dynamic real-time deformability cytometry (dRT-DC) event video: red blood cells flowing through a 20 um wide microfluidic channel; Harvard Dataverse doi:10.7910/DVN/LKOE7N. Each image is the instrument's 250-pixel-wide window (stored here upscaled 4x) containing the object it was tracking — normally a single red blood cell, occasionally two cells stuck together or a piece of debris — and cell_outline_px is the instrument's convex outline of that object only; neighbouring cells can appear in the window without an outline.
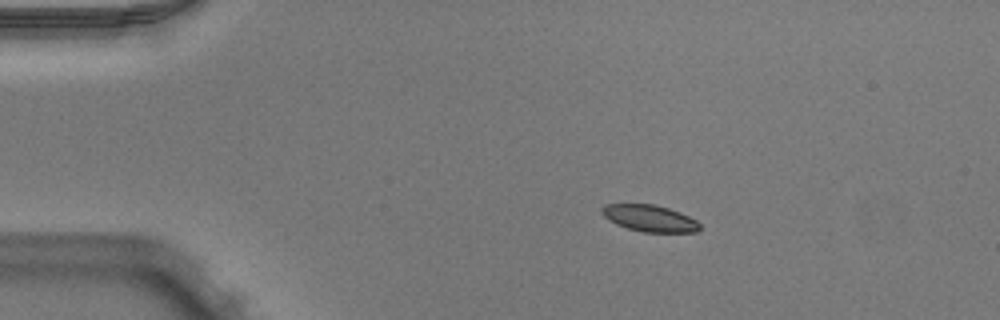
{"species": "Egyptian fruit bat (a non-hibernating species)", "species_latin": "Rousettus aegyptiacus", "temperature_condition": "warm", "stored_images_in_passage": 52, "camera_frame_rate_fps": 3000, "um_per_image_px": 0.085, "animal": {"sex": "male"}, "frame": {"image": 1, "passage_image": 10, "time_ms": 3.0, "image_size_px": [1000, 320], "cell_outline_px": [[700, 228], [696, 232], [644, 232], [628, 228], [616, 224], [608, 220], [600, 212], [600, 208], [604, 204], [652, 204], [668, 208], [680, 212], [696, 220], [700, 224]], "centroid_in_image_um": [55.19, 18.55], "position_along_channel_um": 29.8, "area_um2": 15.2}}
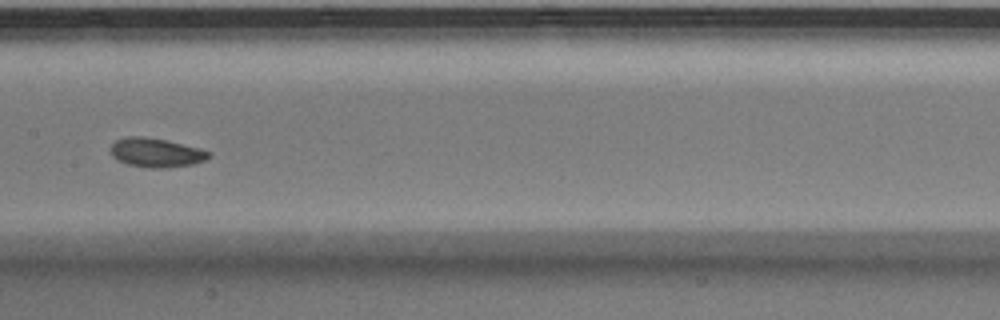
{"frame": {"image": 2, "passage_image": 27, "time_ms": 8.667, "image_size_px": [1000, 320], "cell_outline_px": [[212, 156], [204, 160], [192, 164], [164, 168], [152, 168], [128, 164], [116, 160], [112, 156], [108, 148], [116, 140], [128, 136], [144, 136], [164, 140], [200, 148], [212, 152]], "centroid_in_image_um": [13.24, 12.97], "position_along_channel_um": 194.2, "area_um2": 16.7}}
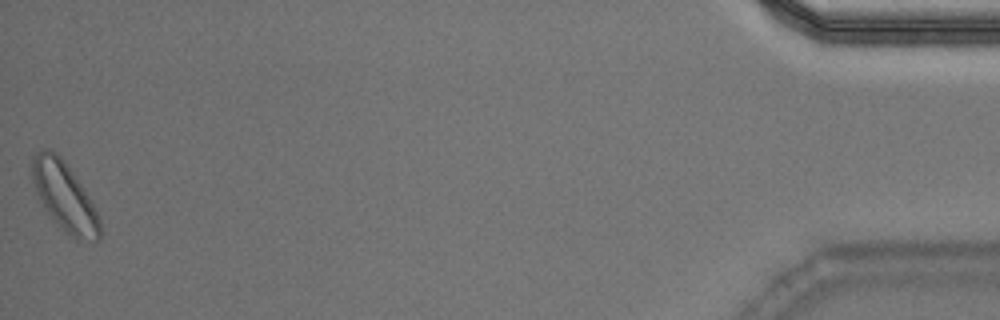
{"frame": {"image": 3, "passage_image": 52, "time_ms": 17.0, "image_size_px": [1000, 320], "cell_outline_px": [[100, 240], [76, 240], [48, 212], [40, 200], [36, 192], [32, 176], [32, 156], [36, 152], [44, 148], [48, 148], [56, 152], [64, 160], [88, 196], [100, 220]], "centroid_in_image_um": [5.47, 16.65], "position_along_channel_um": 429.7, "area_um2": 26.24}, "authors_computed_cell_mechanics": {"area_um2": 16.2129, "velocity_mm_per_s": 3.9318, "shape_relaxation_time_tau1_ms": 1.6998, "shape_relaxation_time_tau2_ms": null, "deformation_change_tau1": 0.0753, "deformation_change_tau2": null}}